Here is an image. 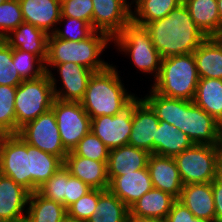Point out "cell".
Here are the masks:
<instances>
[{"label": "cell", "instance_id": "cell-50", "mask_svg": "<svg viewBox=\"0 0 222 222\" xmlns=\"http://www.w3.org/2000/svg\"><path fill=\"white\" fill-rule=\"evenodd\" d=\"M215 38L222 44V30Z\"/></svg>", "mask_w": 222, "mask_h": 222}, {"label": "cell", "instance_id": "cell-10", "mask_svg": "<svg viewBox=\"0 0 222 222\" xmlns=\"http://www.w3.org/2000/svg\"><path fill=\"white\" fill-rule=\"evenodd\" d=\"M53 110L64 148L69 152L90 132L91 118L81 102L54 99Z\"/></svg>", "mask_w": 222, "mask_h": 222}, {"label": "cell", "instance_id": "cell-45", "mask_svg": "<svg viewBox=\"0 0 222 222\" xmlns=\"http://www.w3.org/2000/svg\"><path fill=\"white\" fill-rule=\"evenodd\" d=\"M126 222H164V221L154 218L139 217L129 212L127 215Z\"/></svg>", "mask_w": 222, "mask_h": 222}, {"label": "cell", "instance_id": "cell-5", "mask_svg": "<svg viewBox=\"0 0 222 222\" xmlns=\"http://www.w3.org/2000/svg\"><path fill=\"white\" fill-rule=\"evenodd\" d=\"M199 79L193 53L171 56L162 59L150 88L165 97L193 101Z\"/></svg>", "mask_w": 222, "mask_h": 222}, {"label": "cell", "instance_id": "cell-7", "mask_svg": "<svg viewBox=\"0 0 222 222\" xmlns=\"http://www.w3.org/2000/svg\"><path fill=\"white\" fill-rule=\"evenodd\" d=\"M53 87L46 72L37 79L23 80L15 94L16 134L27 122L50 110L54 101Z\"/></svg>", "mask_w": 222, "mask_h": 222}, {"label": "cell", "instance_id": "cell-3", "mask_svg": "<svg viewBox=\"0 0 222 222\" xmlns=\"http://www.w3.org/2000/svg\"><path fill=\"white\" fill-rule=\"evenodd\" d=\"M119 74L121 75L118 67L110 64L89 78L85 95L80 102L91 119L101 115L114 116L138 97L126 87Z\"/></svg>", "mask_w": 222, "mask_h": 222}, {"label": "cell", "instance_id": "cell-11", "mask_svg": "<svg viewBox=\"0 0 222 222\" xmlns=\"http://www.w3.org/2000/svg\"><path fill=\"white\" fill-rule=\"evenodd\" d=\"M26 143L53 154L64 161L68 151L64 148L55 114L52 109L35 120L27 122L17 133Z\"/></svg>", "mask_w": 222, "mask_h": 222}, {"label": "cell", "instance_id": "cell-8", "mask_svg": "<svg viewBox=\"0 0 222 222\" xmlns=\"http://www.w3.org/2000/svg\"><path fill=\"white\" fill-rule=\"evenodd\" d=\"M182 183H209L215 179L218 167L217 145L194 144L175 155Z\"/></svg>", "mask_w": 222, "mask_h": 222}, {"label": "cell", "instance_id": "cell-20", "mask_svg": "<svg viewBox=\"0 0 222 222\" xmlns=\"http://www.w3.org/2000/svg\"><path fill=\"white\" fill-rule=\"evenodd\" d=\"M24 22L34 25L48 35L55 32L61 18L58 0H19Z\"/></svg>", "mask_w": 222, "mask_h": 222}, {"label": "cell", "instance_id": "cell-32", "mask_svg": "<svg viewBox=\"0 0 222 222\" xmlns=\"http://www.w3.org/2000/svg\"><path fill=\"white\" fill-rule=\"evenodd\" d=\"M129 208L109 190L99 189L94 215L87 222H126Z\"/></svg>", "mask_w": 222, "mask_h": 222}, {"label": "cell", "instance_id": "cell-38", "mask_svg": "<svg viewBox=\"0 0 222 222\" xmlns=\"http://www.w3.org/2000/svg\"><path fill=\"white\" fill-rule=\"evenodd\" d=\"M69 176V171L62 165L52 177L37 189V192L44 198L61 203L64 206L66 181Z\"/></svg>", "mask_w": 222, "mask_h": 222}, {"label": "cell", "instance_id": "cell-13", "mask_svg": "<svg viewBox=\"0 0 222 222\" xmlns=\"http://www.w3.org/2000/svg\"><path fill=\"white\" fill-rule=\"evenodd\" d=\"M133 102L122 112L101 115L91 119L90 131L96 135L109 150L127 145L132 128Z\"/></svg>", "mask_w": 222, "mask_h": 222}, {"label": "cell", "instance_id": "cell-39", "mask_svg": "<svg viewBox=\"0 0 222 222\" xmlns=\"http://www.w3.org/2000/svg\"><path fill=\"white\" fill-rule=\"evenodd\" d=\"M22 81L12 60V48L0 39V85L18 86Z\"/></svg>", "mask_w": 222, "mask_h": 222}, {"label": "cell", "instance_id": "cell-4", "mask_svg": "<svg viewBox=\"0 0 222 222\" xmlns=\"http://www.w3.org/2000/svg\"><path fill=\"white\" fill-rule=\"evenodd\" d=\"M110 45H113L112 38L101 31H94L81 41L63 40L51 34L48 36L45 71H50L55 64L66 62L82 65L93 72L102 71L111 64L102 57Z\"/></svg>", "mask_w": 222, "mask_h": 222}, {"label": "cell", "instance_id": "cell-48", "mask_svg": "<svg viewBox=\"0 0 222 222\" xmlns=\"http://www.w3.org/2000/svg\"><path fill=\"white\" fill-rule=\"evenodd\" d=\"M61 222H86V221L79 220L67 214Z\"/></svg>", "mask_w": 222, "mask_h": 222}, {"label": "cell", "instance_id": "cell-29", "mask_svg": "<svg viewBox=\"0 0 222 222\" xmlns=\"http://www.w3.org/2000/svg\"><path fill=\"white\" fill-rule=\"evenodd\" d=\"M67 209L58 202L44 198L37 191L29 194L25 222H61Z\"/></svg>", "mask_w": 222, "mask_h": 222}, {"label": "cell", "instance_id": "cell-9", "mask_svg": "<svg viewBox=\"0 0 222 222\" xmlns=\"http://www.w3.org/2000/svg\"><path fill=\"white\" fill-rule=\"evenodd\" d=\"M0 173L31 193L30 144L17 134L0 138Z\"/></svg>", "mask_w": 222, "mask_h": 222}, {"label": "cell", "instance_id": "cell-17", "mask_svg": "<svg viewBox=\"0 0 222 222\" xmlns=\"http://www.w3.org/2000/svg\"><path fill=\"white\" fill-rule=\"evenodd\" d=\"M70 175L80 179L92 189L108 190L107 162L91 160L69 151L63 161Z\"/></svg>", "mask_w": 222, "mask_h": 222}, {"label": "cell", "instance_id": "cell-30", "mask_svg": "<svg viewBox=\"0 0 222 222\" xmlns=\"http://www.w3.org/2000/svg\"><path fill=\"white\" fill-rule=\"evenodd\" d=\"M31 193L37 191L63 165V161L50 153L30 145Z\"/></svg>", "mask_w": 222, "mask_h": 222}, {"label": "cell", "instance_id": "cell-24", "mask_svg": "<svg viewBox=\"0 0 222 222\" xmlns=\"http://www.w3.org/2000/svg\"><path fill=\"white\" fill-rule=\"evenodd\" d=\"M193 145L187 134L172 124L159 120L156 138L153 139V154L174 157Z\"/></svg>", "mask_w": 222, "mask_h": 222}, {"label": "cell", "instance_id": "cell-33", "mask_svg": "<svg viewBox=\"0 0 222 222\" xmlns=\"http://www.w3.org/2000/svg\"><path fill=\"white\" fill-rule=\"evenodd\" d=\"M17 86L0 85V134H16L15 94Z\"/></svg>", "mask_w": 222, "mask_h": 222}, {"label": "cell", "instance_id": "cell-42", "mask_svg": "<svg viewBox=\"0 0 222 222\" xmlns=\"http://www.w3.org/2000/svg\"><path fill=\"white\" fill-rule=\"evenodd\" d=\"M92 188L80 179L70 175L66 181L64 207L67 209L71 204L88 193Z\"/></svg>", "mask_w": 222, "mask_h": 222}, {"label": "cell", "instance_id": "cell-27", "mask_svg": "<svg viewBox=\"0 0 222 222\" xmlns=\"http://www.w3.org/2000/svg\"><path fill=\"white\" fill-rule=\"evenodd\" d=\"M176 200L171 194L152 188L129 208V212L139 217L164 221Z\"/></svg>", "mask_w": 222, "mask_h": 222}, {"label": "cell", "instance_id": "cell-22", "mask_svg": "<svg viewBox=\"0 0 222 222\" xmlns=\"http://www.w3.org/2000/svg\"><path fill=\"white\" fill-rule=\"evenodd\" d=\"M48 34L29 23H21L3 40L14 49L30 52L38 56L44 63L47 58Z\"/></svg>", "mask_w": 222, "mask_h": 222}, {"label": "cell", "instance_id": "cell-21", "mask_svg": "<svg viewBox=\"0 0 222 222\" xmlns=\"http://www.w3.org/2000/svg\"><path fill=\"white\" fill-rule=\"evenodd\" d=\"M196 218L215 222L212 182L183 185L179 198Z\"/></svg>", "mask_w": 222, "mask_h": 222}, {"label": "cell", "instance_id": "cell-6", "mask_svg": "<svg viewBox=\"0 0 222 222\" xmlns=\"http://www.w3.org/2000/svg\"><path fill=\"white\" fill-rule=\"evenodd\" d=\"M113 49L116 48L118 55L121 53L124 57L128 58L136 68V73L141 75L149 74L147 78H152L151 83L158 76L162 57L155 49L149 31L141 25L134 22H129L120 33L112 38ZM115 46V47H114ZM127 55V56H126Z\"/></svg>", "mask_w": 222, "mask_h": 222}, {"label": "cell", "instance_id": "cell-25", "mask_svg": "<svg viewBox=\"0 0 222 222\" xmlns=\"http://www.w3.org/2000/svg\"><path fill=\"white\" fill-rule=\"evenodd\" d=\"M200 78L222 79V44L207 37L193 52Z\"/></svg>", "mask_w": 222, "mask_h": 222}, {"label": "cell", "instance_id": "cell-26", "mask_svg": "<svg viewBox=\"0 0 222 222\" xmlns=\"http://www.w3.org/2000/svg\"><path fill=\"white\" fill-rule=\"evenodd\" d=\"M196 26L207 36L216 37L222 30L217 0H183Z\"/></svg>", "mask_w": 222, "mask_h": 222}, {"label": "cell", "instance_id": "cell-52", "mask_svg": "<svg viewBox=\"0 0 222 222\" xmlns=\"http://www.w3.org/2000/svg\"><path fill=\"white\" fill-rule=\"evenodd\" d=\"M6 0H0V4H2L3 2H5Z\"/></svg>", "mask_w": 222, "mask_h": 222}, {"label": "cell", "instance_id": "cell-44", "mask_svg": "<svg viewBox=\"0 0 222 222\" xmlns=\"http://www.w3.org/2000/svg\"><path fill=\"white\" fill-rule=\"evenodd\" d=\"M212 192L215 206V222H222V185L213 180Z\"/></svg>", "mask_w": 222, "mask_h": 222}, {"label": "cell", "instance_id": "cell-36", "mask_svg": "<svg viewBox=\"0 0 222 222\" xmlns=\"http://www.w3.org/2000/svg\"><path fill=\"white\" fill-rule=\"evenodd\" d=\"M72 152L91 160L108 162V147L91 131L79 141Z\"/></svg>", "mask_w": 222, "mask_h": 222}, {"label": "cell", "instance_id": "cell-51", "mask_svg": "<svg viewBox=\"0 0 222 222\" xmlns=\"http://www.w3.org/2000/svg\"><path fill=\"white\" fill-rule=\"evenodd\" d=\"M60 3H63V2H65V1H67V0H58Z\"/></svg>", "mask_w": 222, "mask_h": 222}, {"label": "cell", "instance_id": "cell-37", "mask_svg": "<svg viewBox=\"0 0 222 222\" xmlns=\"http://www.w3.org/2000/svg\"><path fill=\"white\" fill-rule=\"evenodd\" d=\"M24 22L19 0H6L0 4V39Z\"/></svg>", "mask_w": 222, "mask_h": 222}, {"label": "cell", "instance_id": "cell-40", "mask_svg": "<svg viewBox=\"0 0 222 222\" xmlns=\"http://www.w3.org/2000/svg\"><path fill=\"white\" fill-rule=\"evenodd\" d=\"M98 199L99 189H91L67 208V214L87 222V220L94 215Z\"/></svg>", "mask_w": 222, "mask_h": 222}, {"label": "cell", "instance_id": "cell-35", "mask_svg": "<svg viewBox=\"0 0 222 222\" xmlns=\"http://www.w3.org/2000/svg\"><path fill=\"white\" fill-rule=\"evenodd\" d=\"M94 31L92 26L83 20L61 16L53 35L63 40L81 41L88 38Z\"/></svg>", "mask_w": 222, "mask_h": 222}, {"label": "cell", "instance_id": "cell-34", "mask_svg": "<svg viewBox=\"0 0 222 222\" xmlns=\"http://www.w3.org/2000/svg\"><path fill=\"white\" fill-rule=\"evenodd\" d=\"M12 60L22 80L37 79L46 73L45 63L33 53L12 48Z\"/></svg>", "mask_w": 222, "mask_h": 222}, {"label": "cell", "instance_id": "cell-49", "mask_svg": "<svg viewBox=\"0 0 222 222\" xmlns=\"http://www.w3.org/2000/svg\"><path fill=\"white\" fill-rule=\"evenodd\" d=\"M217 8L222 23V0H217Z\"/></svg>", "mask_w": 222, "mask_h": 222}, {"label": "cell", "instance_id": "cell-12", "mask_svg": "<svg viewBox=\"0 0 222 222\" xmlns=\"http://www.w3.org/2000/svg\"><path fill=\"white\" fill-rule=\"evenodd\" d=\"M47 73L51 80L55 99L80 102L85 95L89 78L94 72L82 65L66 62L55 64ZM55 75L60 79H57Z\"/></svg>", "mask_w": 222, "mask_h": 222}, {"label": "cell", "instance_id": "cell-43", "mask_svg": "<svg viewBox=\"0 0 222 222\" xmlns=\"http://www.w3.org/2000/svg\"><path fill=\"white\" fill-rule=\"evenodd\" d=\"M164 222H210L196 218L193 213L180 201L176 200Z\"/></svg>", "mask_w": 222, "mask_h": 222}, {"label": "cell", "instance_id": "cell-14", "mask_svg": "<svg viewBox=\"0 0 222 222\" xmlns=\"http://www.w3.org/2000/svg\"><path fill=\"white\" fill-rule=\"evenodd\" d=\"M92 28L116 36L132 21L130 0H92Z\"/></svg>", "mask_w": 222, "mask_h": 222}, {"label": "cell", "instance_id": "cell-41", "mask_svg": "<svg viewBox=\"0 0 222 222\" xmlns=\"http://www.w3.org/2000/svg\"><path fill=\"white\" fill-rule=\"evenodd\" d=\"M92 0H67L61 3V16L76 18L92 26Z\"/></svg>", "mask_w": 222, "mask_h": 222}, {"label": "cell", "instance_id": "cell-1", "mask_svg": "<svg viewBox=\"0 0 222 222\" xmlns=\"http://www.w3.org/2000/svg\"><path fill=\"white\" fill-rule=\"evenodd\" d=\"M148 90L145 95L139 96L152 108L159 120L187 134L194 144L219 143L222 125L193 101L165 97L150 87Z\"/></svg>", "mask_w": 222, "mask_h": 222}, {"label": "cell", "instance_id": "cell-28", "mask_svg": "<svg viewBox=\"0 0 222 222\" xmlns=\"http://www.w3.org/2000/svg\"><path fill=\"white\" fill-rule=\"evenodd\" d=\"M193 102L222 125V79L200 78Z\"/></svg>", "mask_w": 222, "mask_h": 222}, {"label": "cell", "instance_id": "cell-31", "mask_svg": "<svg viewBox=\"0 0 222 222\" xmlns=\"http://www.w3.org/2000/svg\"><path fill=\"white\" fill-rule=\"evenodd\" d=\"M182 3L183 0H133L132 22L145 26L148 22L167 16Z\"/></svg>", "mask_w": 222, "mask_h": 222}, {"label": "cell", "instance_id": "cell-18", "mask_svg": "<svg viewBox=\"0 0 222 222\" xmlns=\"http://www.w3.org/2000/svg\"><path fill=\"white\" fill-rule=\"evenodd\" d=\"M147 168L153 188L179 198L184 184L173 157L150 154Z\"/></svg>", "mask_w": 222, "mask_h": 222}, {"label": "cell", "instance_id": "cell-47", "mask_svg": "<svg viewBox=\"0 0 222 222\" xmlns=\"http://www.w3.org/2000/svg\"><path fill=\"white\" fill-rule=\"evenodd\" d=\"M214 181L222 185V169L219 166L217 167Z\"/></svg>", "mask_w": 222, "mask_h": 222}, {"label": "cell", "instance_id": "cell-23", "mask_svg": "<svg viewBox=\"0 0 222 222\" xmlns=\"http://www.w3.org/2000/svg\"><path fill=\"white\" fill-rule=\"evenodd\" d=\"M149 156L148 151L129 144L109 150L107 162L109 181L115 176L146 168Z\"/></svg>", "mask_w": 222, "mask_h": 222}, {"label": "cell", "instance_id": "cell-16", "mask_svg": "<svg viewBox=\"0 0 222 222\" xmlns=\"http://www.w3.org/2000/svg\"><path fill=\"white\" fill-rule=\"evenodd\" d=\"M30 192L0 173V222H25Z\"/></svg>", "mask_w": 222, "mask_h": 222}, {"label": "cell", "instance_id": "cell-15", "mask_svg": "<svg viewBox=\"0 0 222 222\" xmlns=\"http://www.w3.org/2000/svg\"><path fill=\"white\" fill-rule=\"evenodd\" d=\"M159 119L152 108L138 96L133 101V119L129 145L153 154V139L156 138Z\"/></svg>", "mask_w": 222, "mask_h": 222}, {"label": "cell", "instance_id": "cell-46", "mask_svg": "<svg viewBox=\"0 0 222 222\" xmlns=\"http://www.w3.org/2000/svg\"><path fill=\"white\" fill-rule=\"evenodd\" d=\"M218 166L222 169V138L217 144Z\"/></svg>", "mask_w": 222, "mask_h": 222}, {"label": "cell", "instance_id": "cell-2", "mask_svg": "<svg viewBox=\"0 0 222 222\" xmlns=\"http://www.w3.org/2000/svg\"><path fill=\"white\" fill-rule=\"evenodd\" d=\"M144 27L162 59L193 53L207 38L183 3L167 16L148 22Z\"/></svg>", "mask_w": 222, "mask_h": 222}, {"label": "cell", "instance_id": "cell-19", "mask_svg": "<svg viewBox=\"0 0 222 222\" xmlns=\"http://www.w3.org/2000/svg\"><path fill=\"white\" fill-rule=\"evenodd\" d=\"M153 188L148 168L115 176L109 181L108 190L128 208Z\"/></svg>", "mask_w": 222, "mask_h": 222}]
</instances>
